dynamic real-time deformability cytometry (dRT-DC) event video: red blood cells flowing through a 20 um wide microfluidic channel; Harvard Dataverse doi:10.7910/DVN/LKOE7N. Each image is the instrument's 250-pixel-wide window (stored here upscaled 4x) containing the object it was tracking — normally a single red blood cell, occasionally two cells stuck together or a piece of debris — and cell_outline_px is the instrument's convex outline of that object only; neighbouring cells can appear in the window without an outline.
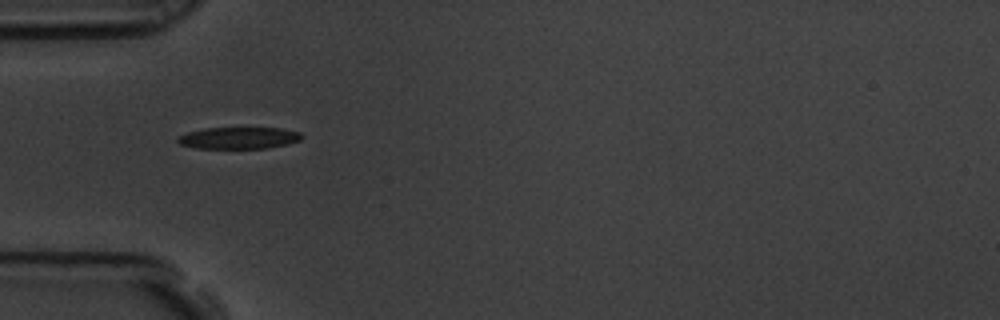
{"species": "common noctule bat (a hibernating species)", "species_latin": "Nyctalus noctula", "temperature_condition": "room temperature", "stored_images_in_passage": 4, "camera_frame_rate_fps": 3000, "um_per_image_px": 0.085, "animal": {"sex": "male", "body_mass_g": 19.5, "forearm_length_mm": 54.6}, "frame": {"image": 1, "passage_image": 1, "time_ms": 0.0, "image_size_px": [1000, 320], "cell_outline_px": [[304, 136], [300, 140], [288, 144], [268, 148], [196, 148], [180, 144], [176, 140], [180, 136], [188, 132], [204, 128], [280, 128], [300, 132]], "centroid_in_image_um": [20.33, 11.72], "position_along_channel_um": 64.7, "area_um2": 15.66}}
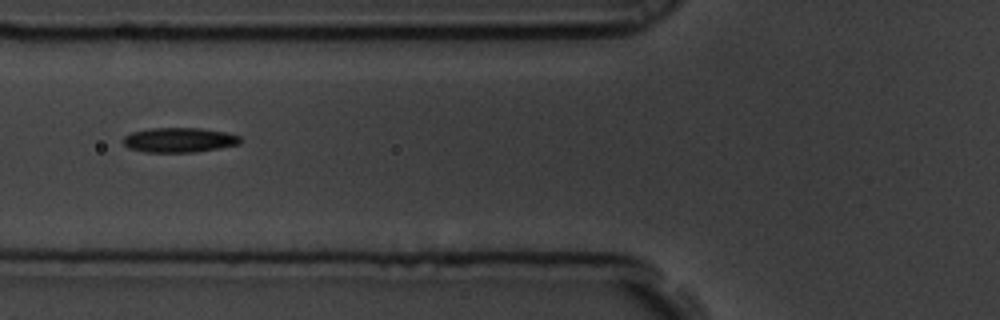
{"frame": {"image": 2, "passage_image": 2, "time_ms": 0.333, "image_size_px": [1000, 320], "cell_outline_px": [[240, 144], [220, 148], [196, 152], [144, 152], [128, 148], [124, 144], [124, 136], [132, 132], [148, 128], [200, 128], [224, 132], [240, 136]], "centroid_in_image_um": [15.22, 11.9], "position_along_channel_um": 110.6, "area_um2": 16.88}}
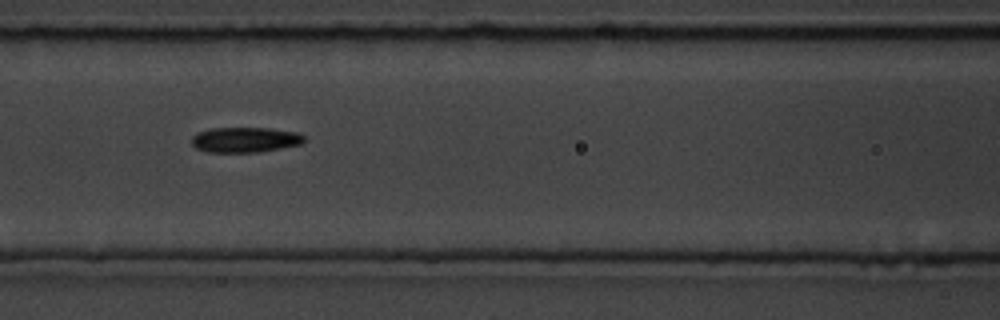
{"frame": {"image": 3, "passage_image": 3, "time_ms": 0.667, "image_size_px": [1000, 320], "cell_outline_px": [[304, 140], [300, 144], [260, 152], [208, 152], [196, 148], [192, 144], [192, 136], [196, 132], [212, 128], [268, 128], [300, 132], [304, 136]], "centroid_in_image_um": [20.82, 11.87], "position_along_channel_um": 145.8, "area_um2": 16.59}}